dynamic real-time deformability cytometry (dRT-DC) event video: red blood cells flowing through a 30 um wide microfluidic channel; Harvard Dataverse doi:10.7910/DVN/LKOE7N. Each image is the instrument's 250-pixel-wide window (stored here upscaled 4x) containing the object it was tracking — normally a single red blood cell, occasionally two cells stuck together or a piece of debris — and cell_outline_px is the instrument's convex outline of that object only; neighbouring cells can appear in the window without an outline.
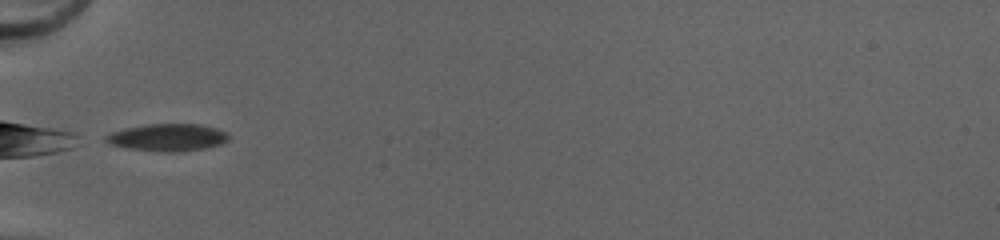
{"species": "common noctule bat (a hibernating species)", "species_latin": "Nyctalus noctula", "temperature_condition": "cold", "stored_images_in_passage": 34, "camera_frame_rate_fps": 3000, "um_per_image_px": 0.085, "animal": {"sex": "female", "body_mass_g": 20.0, "forearm_length_mm": 54.0}, "frame": {"image": 1, "passage_image": 1, "time_ms": 0.0, "image_size_px": [1000, 240], "cell_outline_px": [[228, 140], [220, 144], [204, 148], [180, 152], [160, 152], [128, 148], [112, 144], [104, 140], [104, 136], [112, 132], [124, 128], [144, 124], [200, 124], [216, 128], [228, 132]], "centroid_in_image_um": [14.25, 11.68], "position_along_channel_um": 70.8, "area_um2": 19.59}}
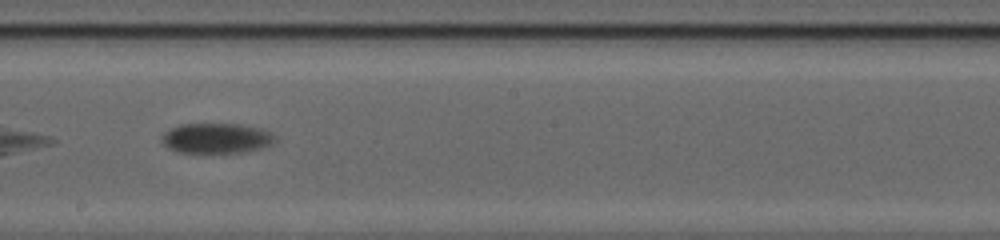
{"frame": {"image": 2, "passage_image": 13, "time_ms": 4.0, "image_size_px": [1000, 240], "cell_outline_px": [[276, 140], [272, 144], [260, 148], [244, 152], [176, 152], [168, 148], [160, 140], [160, 136], [164, 132], [180, 124], [236, 124], [260, 128], [276, 136]], "centroid_in_image_um": [18.36, 11.75], "position_along_channel_um": 229.8, "area_um2": 19.83}}
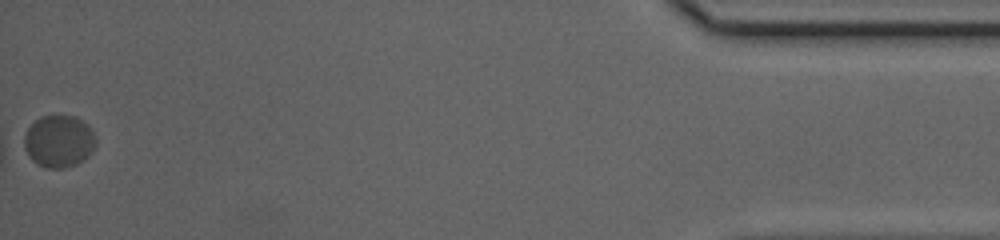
{"frame": {"image": 3, "passage_image": 34, "time_ms": 11.0, "image_size_px": [1000, 240], "cell_outline_px": [[96, 144], [92, 152], [84, 160], [76, 164], [64, 168], [48, 168], [36, 164], [28, 156], [24, 148], [24, 136], [28, 128], [40, 116], [76, 116], [88, 124], [96, 136]], "centroid_in_image_um": [5.02, 12.01], "position_along_channel_um": 430.2, "area_um2": 22.02}, "authors_computed_cell_mechanics": {"area_um2": 20.1433, "velocity_mm_per_s": 4.0307, "shape_relaxation_time_tau1_ms": 1.7313, "shape_relaxation_time_tau2_ms": null, "deformation_change_tau1": 0.0462, "deformation_change_tau2": null}}